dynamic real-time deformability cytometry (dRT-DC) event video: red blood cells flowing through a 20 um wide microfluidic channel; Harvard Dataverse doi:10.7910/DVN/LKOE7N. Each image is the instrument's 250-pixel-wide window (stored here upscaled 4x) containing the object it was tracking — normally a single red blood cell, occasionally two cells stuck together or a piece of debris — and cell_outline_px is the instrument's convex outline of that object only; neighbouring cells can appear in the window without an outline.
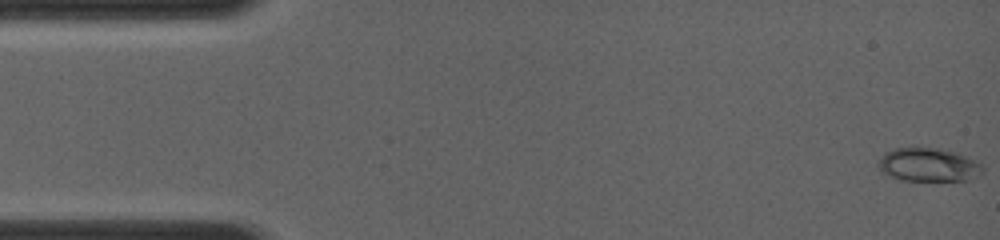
{"species": "common noctule bat (a hibernating species)", "species_latin": "Nyctalus noctula", "temperature_condition": "room temperature", "stored_images_in_passage": 34, "camera_frame_rate_fps": 4000, "um_per_image_px": 0.085, "animal": {"sex": "female", "body_mass_g": 19.0, "forearm_length_mm": 56.7}, "frame": {"image": 1, "passage_image": 1, "time_ms": 0.0, "image_size_px": [1000, 240], "cell_outline_px": [[984, 172], [980, 176], [968, 180], [900, 180], [884, 172], [876, 164], [888, 152], [896, 148], [936, 148], [952, 152], [964, 156], [980, 164], [984, 168]], "centroid_in_image_um": [78.96, 14.03], "position_along_channel_um": 6.0, "area_um2": 19.83}}
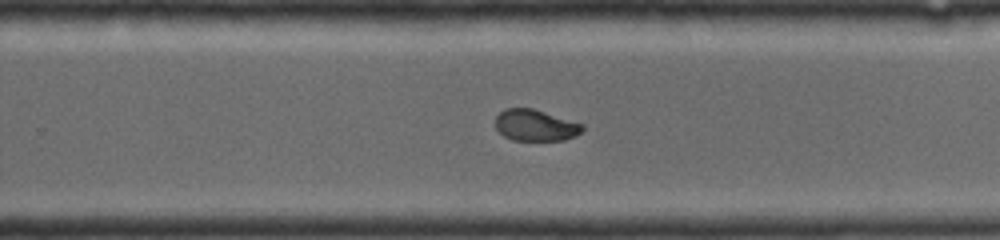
{"frame": {"image": 2, "passage_image": 25, "time_ms": 9.0, "image_size_px": [1000, 240], "cell_outline_px": [[584, 128], [580, 132], [564, 140], [512, 140], [504, 136], [496, 128], [496, 116], [504, 108], [532, 108], [584, 124]], "centroid_in_image_um": [45.49, 10.64], "position_along_channel_um": 284.3, "area_um2": 15.78}}
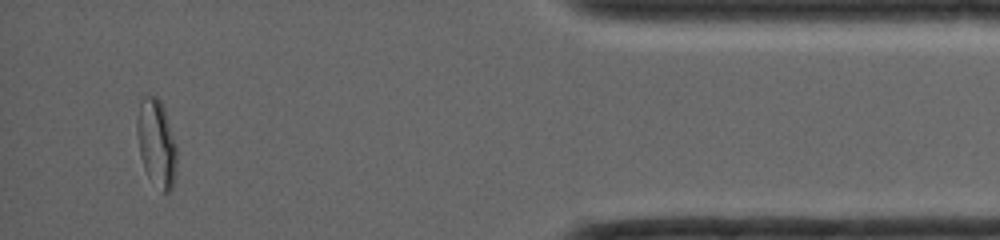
{"frame": {"image": 3, "passage_image": 34, "time_ms": 13.0, "image_size_px": [1000, 240], "cell_outline_px": [[176, 168], [172, 188], [168, 192], [164, 192], [144, 168], [140, 152], [136, 124], [140, 104], [148, 96], [156, 96], [160, 100], [164, 108], [176, 148]], "centroid_in_image_um": [13.31, 12.14], "position_along_channel_um": 421.9, "area_um2": 19.25}}